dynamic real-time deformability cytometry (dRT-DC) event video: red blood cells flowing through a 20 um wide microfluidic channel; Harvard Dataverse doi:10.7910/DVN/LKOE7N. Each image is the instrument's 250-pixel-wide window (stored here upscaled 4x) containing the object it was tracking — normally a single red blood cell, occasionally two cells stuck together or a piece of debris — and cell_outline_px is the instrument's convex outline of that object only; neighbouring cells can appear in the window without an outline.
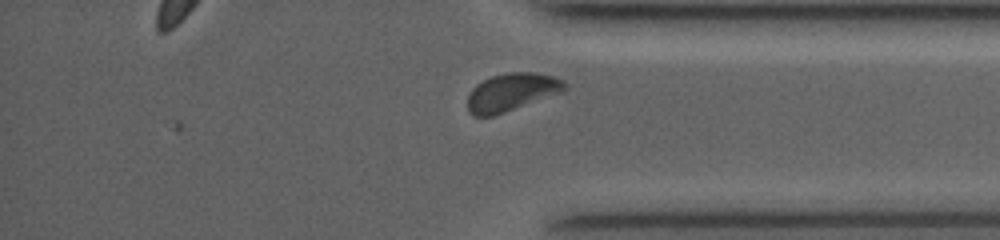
{"species": "common noctule bat (a hibernating species)", "species_latin": "Nyctalus noctula", "temperature_condition": "room temperature", "stored_images_in_passage": 19, "camera_frame_rate_fps": 4000, "um_per_image_px": 0.085, "animal": {"sex": "female", "body_mass_g": 19.0, "forearm_length_mm": 53.3}, "frame": {"image": 1, "passage_image": 19, "time_ms": 10.0, "image_size_px": [1000, 240], "cell_outline_px": [[568, 88], [564, 92], [492, 116], [472, 116], [468, 112], [468, 96], [472, 88], [476, 84], [492, 76], [508, 72], [532, 72], [552, 76], [564, 80], [568, 84]], "centroid_in_image_um": [43.51, 7.83], "position_along_channel_um": 391.7, "area_um2": 21.5}}